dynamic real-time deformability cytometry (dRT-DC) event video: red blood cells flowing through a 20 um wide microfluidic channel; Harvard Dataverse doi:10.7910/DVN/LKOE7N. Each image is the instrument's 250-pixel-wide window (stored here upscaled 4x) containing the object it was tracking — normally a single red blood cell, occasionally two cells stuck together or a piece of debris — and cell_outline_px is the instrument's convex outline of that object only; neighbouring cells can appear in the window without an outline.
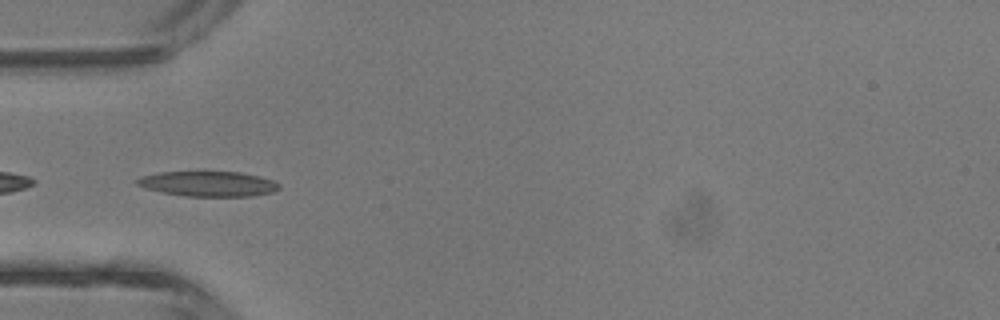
{"species": "common noctule bat (a hibernating species)", "species_latin": "Nyctalus noctula", "temperature_condition": "room temperature", "stored_images_in_passage": 31, "camera_frame_rate_fps": 3000, "um_per_image_px": 0.085, "animal": {"sex": "male", "body_mass_g": 13.3}, "frame": {"image": 1, "passage_image": 1, "time_ms": 0.0, "image_size_px": [1000, 320], "cell_outline_px": [[280, 188], [272, 192], [252, 196], [188, 196], [164, 192], [144, 188], [136, 184], [136, 180], [144, 176], [160, 172], [240, 172], [260, 176], [272, 180], [280, 184]], "centroid_in_image_um": [17.74, 15.62], "position_along_channel_um": 67.3, "area_um2": 20.58}}
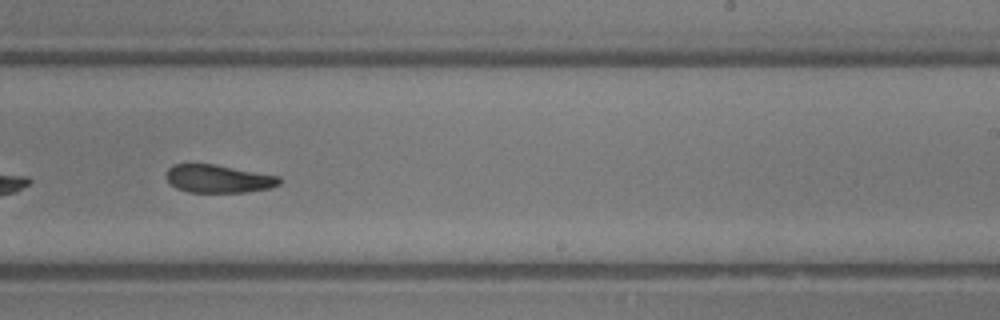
{"frame": {"image": 2, "passage_image": 14, "time_ms": 4.333, "image_size_px": [1000, 320], "cell_outline_px": [[280, 184], [268, 188], [244, 192], [188, 192], [176, 188], [164, 176], [168, 168], [172, 164], [216, 164], [280, 176]], "centroid_in_image_um": [18.54, 15.18], "position_along_channel_um": 270.5, "area_um2": 18.5}}
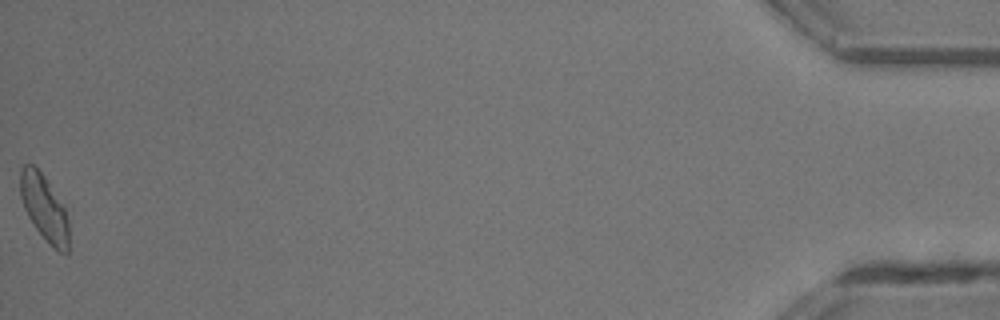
{"frame": {"image": 3, "passage_image": 31, "time_ms": 10.0, "image_size_px": [1000, 320], "cell_outline_px": [[68, 252], [60, 252], [36, 228], [28, 216], [24, 208], [20, 196], [20, 168], [24, 164], [32, 164], [44, 176], [64, 208], [68, 220]], "centroid_in_image_um": [3.73, 17.61], "position_along_channel_um": 431.5, "area_um2": 18.03}, "authors_computed_cell_mechanics": {"area_um2": 19.074, "velocity_mm_per_s": 4.6898, "shape_relaxation_time_tau1_ms": 8.3371, "shape_relaxation_time_tau2_ms": 6.6291, "deformation_change_tau1": 0.2173, "deformation_change_tau2": 0.1808}}